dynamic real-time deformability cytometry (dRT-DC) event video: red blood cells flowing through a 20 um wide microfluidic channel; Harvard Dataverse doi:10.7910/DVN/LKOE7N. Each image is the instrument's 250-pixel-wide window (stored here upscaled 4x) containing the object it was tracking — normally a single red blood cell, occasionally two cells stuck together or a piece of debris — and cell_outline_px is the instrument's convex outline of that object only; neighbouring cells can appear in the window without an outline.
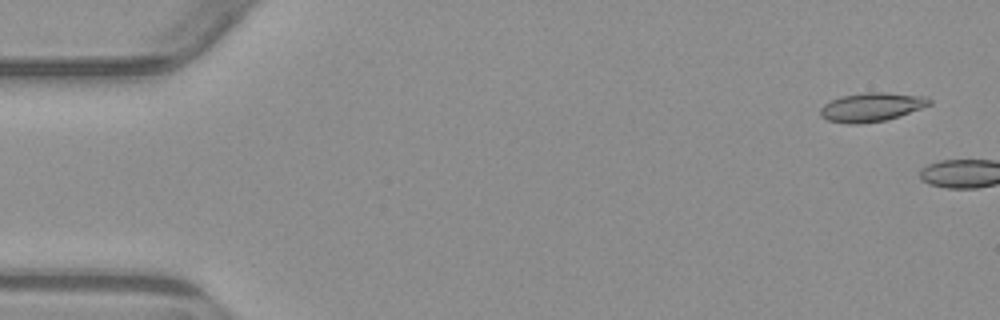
{"species": "common noctule bat (a hibernating species)", "species_latin": "Nyctalus noctula", "temperature_condition": "warm", "stored_images_in_passage": 5, "segment_of_instrument_passage": [2, 2], "camera_frame_rate_fps": 3000, "um_per_image_px": 0.085, "animal": {"sex": "male", "body_mass_g": 23.1, "forearm_length_mm": 52.7}, "frame": {"image": 1, "passage_image": 5, "time_ms": 6.0, "image_size_px": [1000, 320], "cell_outline_px": [[932, 104], [888, 120], [860, 124], [848, 124], [828, 120], [820, 116], [820, 108], [824, 104], [840, 96], [864, 92], [884, 92], [928, 96], [932, 100]], "centroid_in_image_um": [74.1, 9.1], "position_along_channel_um": 10.9, "area_um2": 18.55}}